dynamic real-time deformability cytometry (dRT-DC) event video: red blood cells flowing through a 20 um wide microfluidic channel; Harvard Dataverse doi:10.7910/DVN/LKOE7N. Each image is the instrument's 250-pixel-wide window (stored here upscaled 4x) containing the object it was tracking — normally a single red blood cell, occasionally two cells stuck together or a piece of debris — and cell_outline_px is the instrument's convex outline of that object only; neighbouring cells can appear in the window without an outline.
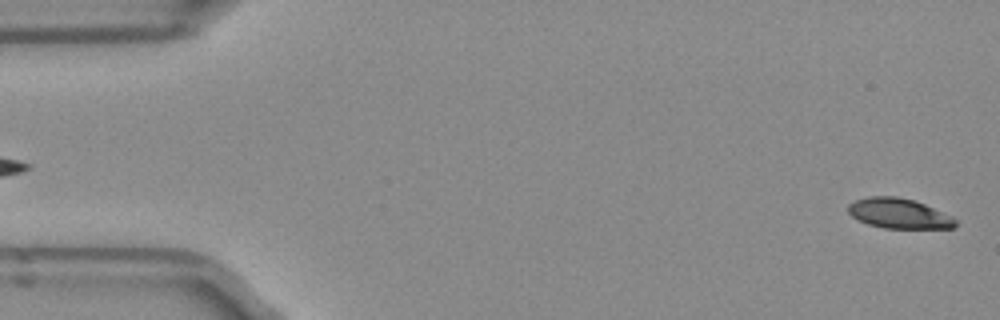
{"species": "Egyptian fruit bat (a non-hibernating species)", "species_latin": "Rousettus aegyptiacus", "temperature_condition": "room temperature", "stored_images_in_passage": 4, "camera_frame_rate_fps": 3000, "um_per_image_px": 0.085, "frame": {"image": 1, "passage_image": 4, "time_ms": 1.0, "image_size_px": [1000, 320], "cell_outline_px": [[956, 224], [952, 228], [884, 228], [868, 224], [852, 216], [848, 212], [848, 204], [856, 200], [868, 196], [896, 196], [916, 200], [952, 216], [956, 220]], "centroid_in_image_um": [76.41, 18.13], "position_along_channel_um": 8.6, "area_um2": 18.79}}